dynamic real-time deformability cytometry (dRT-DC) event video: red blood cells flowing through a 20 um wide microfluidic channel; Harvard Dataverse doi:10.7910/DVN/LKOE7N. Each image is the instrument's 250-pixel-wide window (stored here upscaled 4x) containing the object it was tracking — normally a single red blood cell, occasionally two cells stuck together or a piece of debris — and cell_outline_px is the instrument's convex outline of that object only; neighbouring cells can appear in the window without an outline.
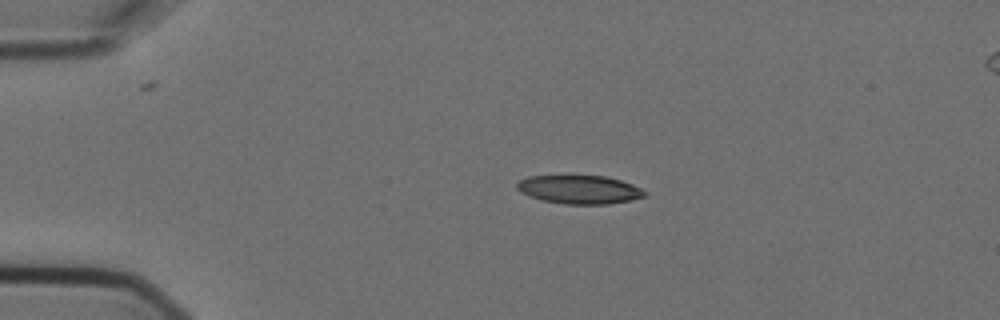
{"species": "Egyptian fruit bat (a non-hibernating species)", "species_latin": "Rousettus aegyptiacus", "temperature_condition": "cold", "stored_images_in_passage": 3, "camera_frame_rate_fps": 3000, "um_per_image_px": 0.085, "animal": {"sex": "female"}, "frame": {"image": 1, "passage_image": 1, "time_ms": 0.0, "image_size_px": [1000, 320], "cell_outline_px": [[648, 192], [644, 196], [632, 200], [608, 204], [564, 204], [544, 200], [528, 196], [520, 192], [516, 188], [516, 184], [520, 180], [528, 176], [564, 172], [568, 172], [604, 176], [620, 180], [632, 184]], "centroid_in_image_um": [49.19, 16.05], "position_along_channel_um": 35.8, "area_um2": 22.31}}